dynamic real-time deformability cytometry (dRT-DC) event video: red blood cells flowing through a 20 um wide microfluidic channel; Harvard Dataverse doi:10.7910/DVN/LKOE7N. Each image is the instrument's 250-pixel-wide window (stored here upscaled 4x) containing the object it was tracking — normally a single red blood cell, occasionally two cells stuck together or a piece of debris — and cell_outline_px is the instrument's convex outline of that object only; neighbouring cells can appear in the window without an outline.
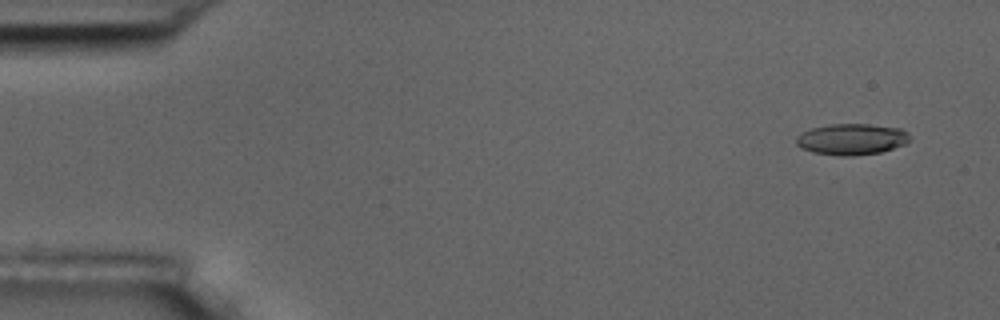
{"species": "common noctule bat (a hibernating species)", "species_latin": "Nyctalus noctula", "temperature_condition": "room temperature", "stored_images_in_passage": 7, "camera_frame_rate_fps": 3000, "um_per_image_px": 0.085, "animal": {"sex": "male", "body_mass_g": 17.5, "forearm_length_mm": 52.3}, "frame": {"image": 1, "passage_image": 1, "time_ms": 0.0, "image_size_px": [1000, 320], "cell_outline_px": [[908, 140], [904, 144], [880, 152], [852, 156], [840, 156], [812, 152], [800, 148], [796, 144], [796, 136], [800, 132], [812, 128], [828, 124], [868, 124], [900, 128], [908, 132]], "centroid_in_image_um": [72.33, 11.83], "position_along_channel_um": 12.7, "area_um2": 20.63}}
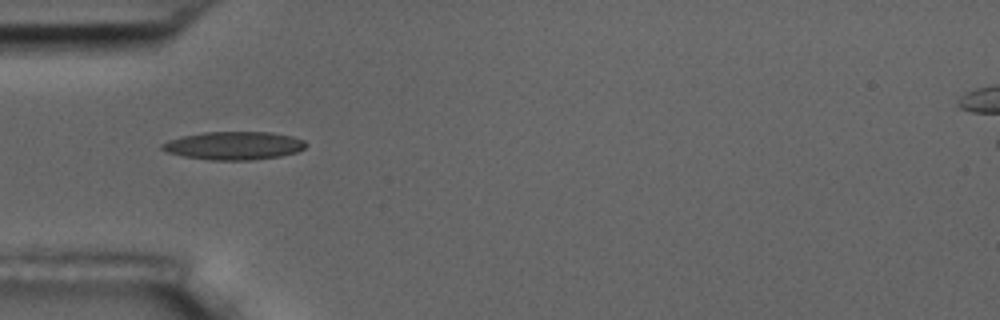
{"frame": {"image": 2, "passage_image": 5, "time_ms": 4.667, "image_size_px": [1000, 320], "cell_outline_px": [[308, 144], [304, 148], [296, 152], [280, 156], [248, 160], [212, 160], [184, 156], [164, 152], [160, 148], [160, 144], [168, 140], [180, 136], [204, 132], [272, 132], [292, 136], [304, 140]], "centroid_in_image_um": [19.84, 12.37], "position_along_channel_um": 65.2, "area_um2": 23.7}}